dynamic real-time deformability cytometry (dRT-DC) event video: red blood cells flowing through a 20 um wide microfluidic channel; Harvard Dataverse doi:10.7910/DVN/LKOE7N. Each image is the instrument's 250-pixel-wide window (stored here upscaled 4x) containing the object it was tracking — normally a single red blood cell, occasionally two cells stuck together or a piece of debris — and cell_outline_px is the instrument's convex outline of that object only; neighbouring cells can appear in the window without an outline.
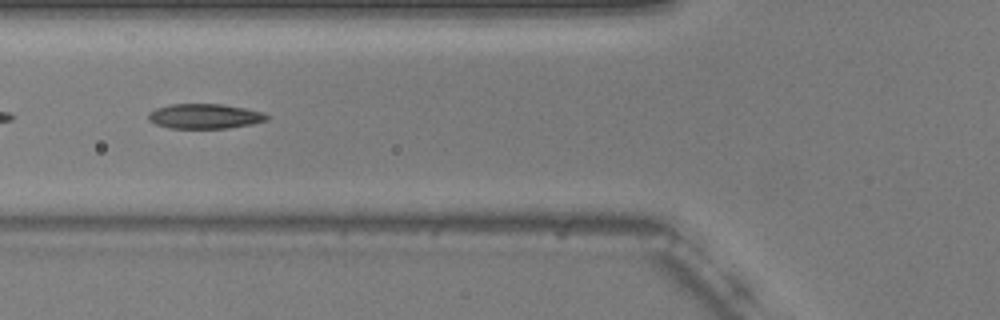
{"species": "common noctule bat (a hibernating species)", "species_latin": "Nyctalus noctula", "temperature_condition": "warm", "stored_images_in_passage": 17, "camera_frame_rate_fps": 3000, "um_per_image_px": 0.085, "animal": {"sex": "male", "body_mass_g": 20.5, "forearm_length_mm": 52.5}, "frame": {"image": 1, "passage_image": 6, "time_ms": 1.667, "image_size_px": [1000, 320], "cell_outline_px": [[272, 116], [268, 120], [252, 124], [228, 128], [172, 128], [156, 124], [148, 120], [148, 112], [156, 108], [168, 104], [220, 104], [244, 108], [264, 112]], "centroid_in_image_um": [17.43, 9.87], "position_along_channel_um": 108.4, "area_um2": 17.28}}